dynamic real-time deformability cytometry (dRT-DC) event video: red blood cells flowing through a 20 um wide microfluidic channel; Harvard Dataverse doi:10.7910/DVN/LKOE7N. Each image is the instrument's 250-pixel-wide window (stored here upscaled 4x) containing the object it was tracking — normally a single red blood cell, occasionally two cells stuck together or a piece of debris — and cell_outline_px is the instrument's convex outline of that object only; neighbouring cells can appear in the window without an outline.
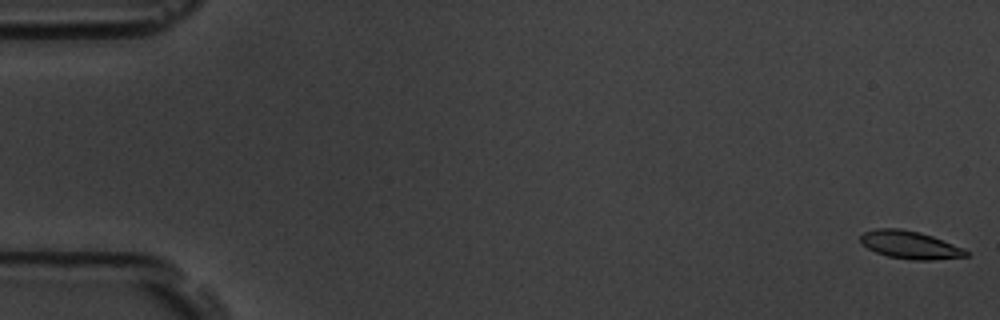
{"species": "common noctule bat (a hibernating species)", "species_latin": "Nyctalus noctula", "temperature_condition": "room temperature", "stored_images_in_passage": 5, "camera_frame_rate_fps": 3000, "um_per_image_px": 0.085, "animal": {"sex": "male", "body_mass_g": 19.5, "forearm_length_mm": 54.6}, "frame": {"image": 1, "passage_image": 1, "time_ms": 0.0, "image_size_px": [1000, 320], "cell_outline_px": [[968, 256], [932, 260], [916, 260], [888, 256], [876, 252], [860, 244], [860, 236], [864, 232], [876, 228], [900, 228], [920, 232], [932, 236], [964, 248], [968, 252]], "centroid_in_image_um": [77.33, 20.8], "position_along_channel_um": 7.7, "area_um2": 17.11}}
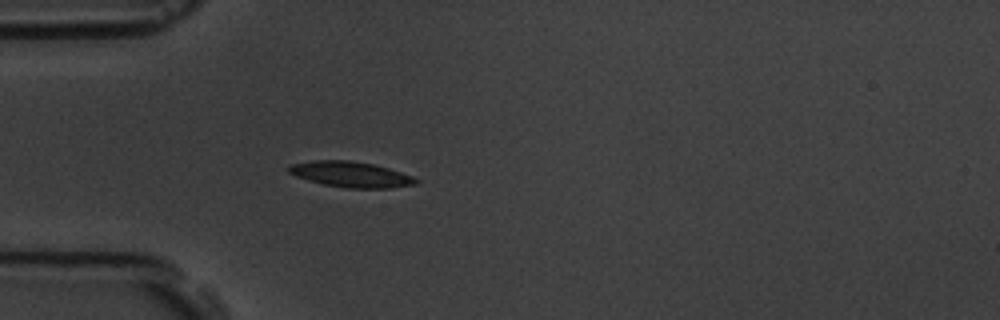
{"frame": {"image": 2, "passage_image": 5, "time_ms": 5.333, "image_size_px": [1000, 320], "cell_outline_px": [[420, 180], [416, 184], [392, 188], [348, 188], [324, 184], [308, 180], [296, 176], [288, 172], [284, 168], [288, 164], [312, 160], [348, 160], [372, 164], [388, 168], [412, 176]], "centroid_in_image_um": [29.77, 14.81], "position_along_channel_um": 55.2, "area_um2": 19.07}}